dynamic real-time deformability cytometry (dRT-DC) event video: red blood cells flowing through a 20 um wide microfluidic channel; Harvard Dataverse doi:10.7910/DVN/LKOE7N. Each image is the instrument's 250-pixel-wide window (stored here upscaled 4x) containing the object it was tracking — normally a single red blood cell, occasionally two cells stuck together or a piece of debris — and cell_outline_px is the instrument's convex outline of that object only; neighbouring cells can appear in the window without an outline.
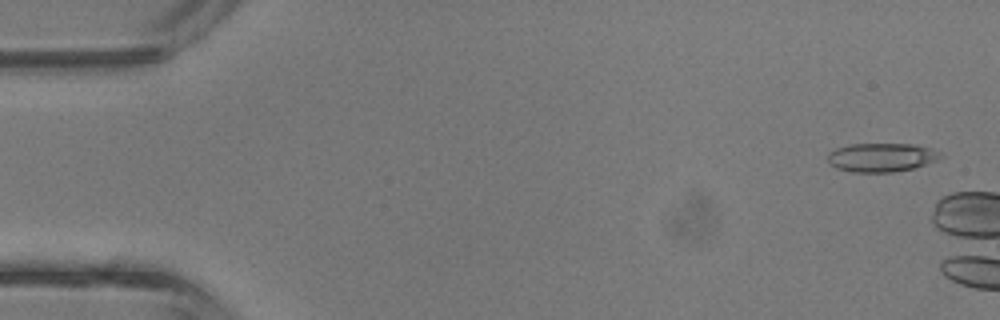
{"species": "common noctule bat (a hibernating species)", "species_latin": "Nyctalus noctula", "temperature_condition": "room temperature", "stored_images_in_passage": 2, "camera_frame_rate_fps": 3000, "um_per_image_px": 0.085, "animal": {"sex": "male", "body_mass_g": 13.3}, "frame": {"image": 1, "passage_image": 1, "time_ms": 0.0, "image_size_px": [1000, 320], "cell_outline_px": [[944, 156], [936, 160], [912, 168], [892, 172], [852, 172], [836, 168], [828, 164], [828, 152], [836, 148], [852, 144], [912, 144], [932, 148]], "centroid_in_image_um": [74.88, 13.37], "position_along_channel_um": 10.1, "area_um2": 18.84}}